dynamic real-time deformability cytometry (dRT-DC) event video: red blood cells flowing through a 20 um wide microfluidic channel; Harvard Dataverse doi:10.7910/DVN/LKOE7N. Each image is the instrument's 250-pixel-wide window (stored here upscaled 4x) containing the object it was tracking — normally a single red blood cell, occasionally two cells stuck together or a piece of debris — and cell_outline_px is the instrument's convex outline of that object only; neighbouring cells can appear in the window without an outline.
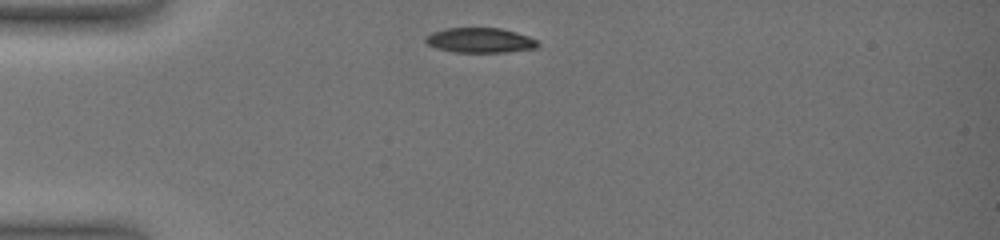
{"species": "common noctule bat (a hibernating species)", "species_latin": "Nyctalus noctula", "temperature_condition": "warm", "stored_images_in_passage": 27, "camera_frame_rate_fps": 3000, "um_per_image_px": 0.085, "animal": {"sex": "female", "body_mass_g": 19.0, "forearm_length_mm": 51.5}, "frame": {"image": 1, "passage_image": 1, "time_ms": 0.0, "image_size_px": [1000, 240], "cell_outline_px": [[540, 44], [536, 48], [508, 52], [452, 52], [436, 48], [428, 44], [424, 40], [424, 36], [432, 32], [448, 28], [500, 28], [516, 32], [528, 36], [536, 40]], "centroid_in_image_um": [40.79, 3.43], "position_along_channel_um": 44.2, "area_um2": 16.36}}
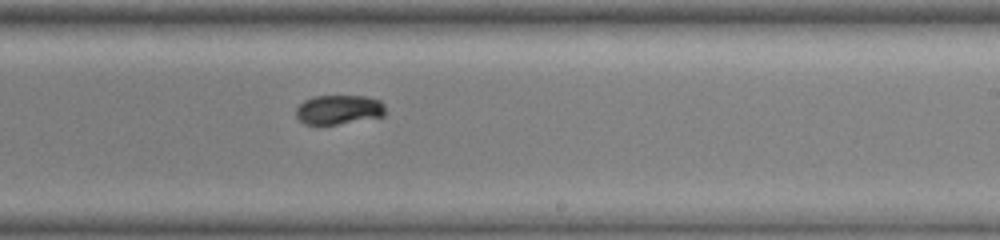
{"frame": {"image": 2, "passage_image": 18, "time_ms": 7.0, "image_size_px": [1000, 240], "cell_outline_px": [[388, 112], [384, 116], [336, 124], [308, 124], [300, 120], [296, 116], [296, 108], [304, 100], [312, 96], [368, 96], [380, 100], [384, 104]], "centroid_in_image_um": [28.84, 9.3], "position_along_channel_um": 260.2, "area_um2": 15.37}}
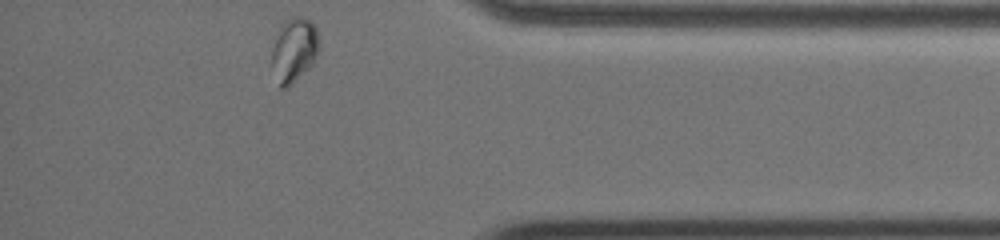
{"frame": {"image": 3, "passage_image": 27, "time_ms": 11.667, "image_size_px": [1000, 240], "cell_outline_px": [[320, 52], [312, 64], [288, 88], [280, 88], [272, 64], [272, 48], [276, 28], [284, 20], [292, 16], [300, 16], [308, 20], [316, 28], [320, 44]], "centroid_in_image_um": [24.99, 4.2], "position_along_channel_um": 410.2, "area_um2": 18.09}, "authors_computed_cell_mechanics": {"area_um2": 17.4556, "velocity_mm_per_s": 3.5256, "shape_relaxation_time_tau1_ms": 5.618, "shape_relaxation_time_tau2_ms": 5.6581, "deformation_change_tau1": 0.2155, "deformation_change_tau2": 0.0437}}